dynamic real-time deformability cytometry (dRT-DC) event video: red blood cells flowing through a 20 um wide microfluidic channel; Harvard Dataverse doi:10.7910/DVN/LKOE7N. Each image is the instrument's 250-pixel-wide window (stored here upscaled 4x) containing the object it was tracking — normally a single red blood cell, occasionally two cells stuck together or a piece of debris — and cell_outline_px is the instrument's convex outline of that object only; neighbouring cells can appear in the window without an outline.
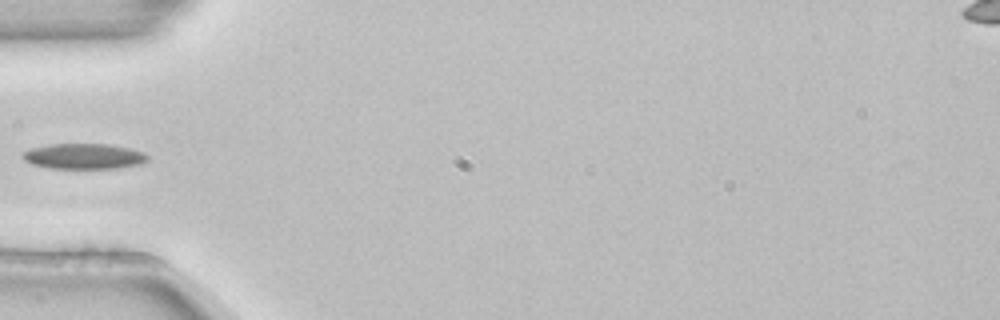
{"species": "common noctule bat (a hibernating species)", "species_latin": "Nyctalus noctula", "temperature_condition": "room temperature", "stored_images_in_passage": 5, "segment_of_instrument_passage": [2, 2], "camera_frame_rate_fps": 3000, "um_per_image_px": 0.085, "animal": {"sex": "female", "body_mass_g": 22.7, "forearm_length_mm": 54.2}, "frame": {"image": 1, "passage_image": 5, "time_ms": 1.333, "image_size_px": [1000, 320], "cell_outline_px": [[148, 160], [140, 164], [116, 168], [48, 168], [32, 164], [24, 160], [20, 156], [24, 152], [32, 148], [48, 144], [108, 144], [128, 148], [144, 152], [148, 156]], "centroid_in_image_um": [7.11, 13.28], "position_along_channel_um": 77.9, "area_um2": 18.5}}